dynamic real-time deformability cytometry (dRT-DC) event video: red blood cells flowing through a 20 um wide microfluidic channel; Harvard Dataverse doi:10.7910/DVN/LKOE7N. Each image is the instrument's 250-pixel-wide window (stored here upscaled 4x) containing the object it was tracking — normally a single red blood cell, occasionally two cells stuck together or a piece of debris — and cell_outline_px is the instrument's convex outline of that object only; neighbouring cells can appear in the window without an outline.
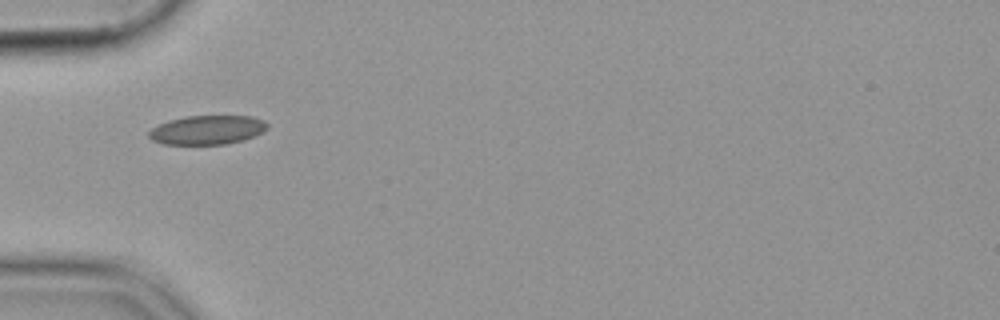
{"species": "common noctule bat (a hibernating species)", "species_latin": "Nyctalus noctula", "temperature_condition": "cold", "stored_images_in_passage": 38, "camera_frame_rate_fps": 3000, "um_per_image_px": 0.085, "animal": {"sex": "female", "body_mass_g": 19.9}, "frame": {"image": 1, "passage_image": 1, "time_ms": 0.0, "image_size_px": [1000, 320], "cell_outline_px": [[268, 128], [244, 140], [224, 144], [164, 144], [152, 140], [148, 136], [148, 132], [152, 128], [168, 120], [184, 116], [252, 116], [264, 120], [268, 124]], "centroid_in_image_um": [17.6, 11.03], "position_along_channel_um": 67.4, "area_um2": 20.0}}
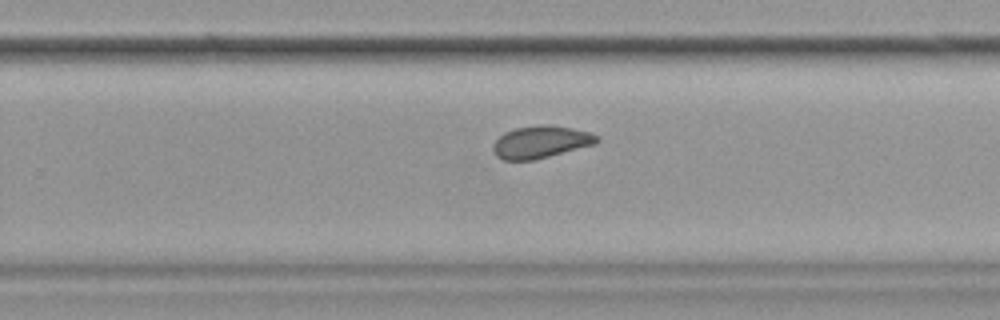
{"frame": {"image": 2, "passage_image": 19, "time_ms": 6.0, "image_size_px": [1000, 320], "cell_outline_px": [[600, 140], [596, 144], [532, 160], [504, 160], [496, 156], [492, 148], [492, 144], [504, 132], [516, 128], [540, 124], [544, 124], [572, 128], [588, 132], [600, 136]], "centroid_in_image_um": [45.96, 12.06], "position_along_channel_um": 283.8, "area_um2": 19.48}}
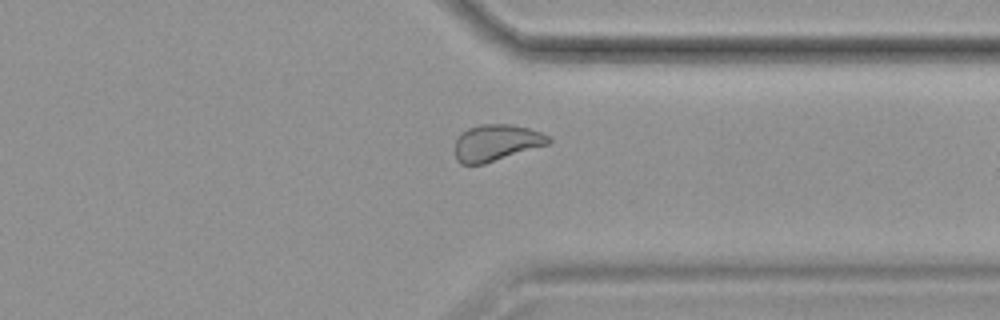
{"frame": {"image": 3, "passage_image": 26, "time_ms": 8.333, "image_size_px": [1000, 320], "cell_outline_px": [[552, 140], [548, 144], [484, 164], [460, 164], [456, 160], [456, 140], [468, 128], [480, 124], [512, 124], [528, 128], [540, 132], [548, 136]], "centroid_in_image_um": [42.19, 12.13], "position_along_channel_um": 369.2, "area_um2": 19.65}}